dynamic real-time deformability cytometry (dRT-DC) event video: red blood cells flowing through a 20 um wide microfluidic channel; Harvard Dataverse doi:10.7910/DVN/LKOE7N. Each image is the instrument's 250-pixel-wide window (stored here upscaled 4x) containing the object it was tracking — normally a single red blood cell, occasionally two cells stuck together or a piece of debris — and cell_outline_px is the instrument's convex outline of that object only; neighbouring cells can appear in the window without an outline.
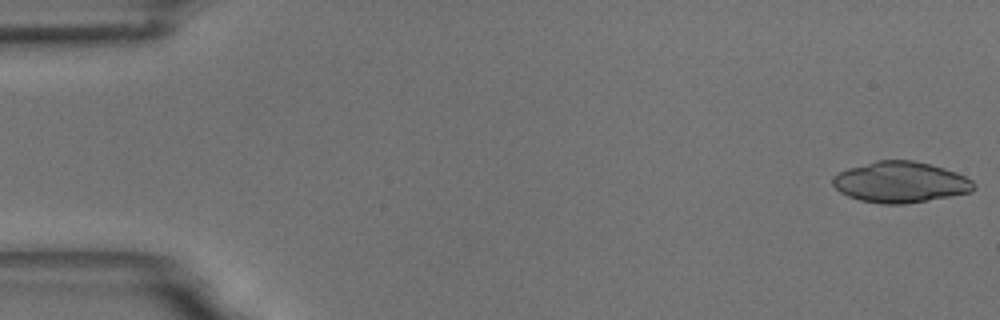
{"species": "common noctule bat (a hibernating species)", "species_latin": "Nyctalus noctula", "temperature_condition": "room temperature", "stored_images_in_passage": 24, "camera_frame_rate_fps": 3000, "um_per_image_px": 0.085, "animal": {"sex": "male", "body_mass_g": 18.8}, "frame": {"image": 1, "passage_image": 1, "time_ms": 0.0, "image_size_px": [1000, 320], "cell_outline_px": [[976, 188], [972, 192], [952, 196], [904, 204], [880, 204], [860, 200], [848, 196], [840, 192], [832, 184], [832, 176], [848, 168], [876, 160], [912, 160], [944, 168], [956, 172], [972, 180], [976, 184]], "centroid_in_image_um": [76.54, 15.49], "position_along_channel_um": 8.5, "area_um2": 33.76}}
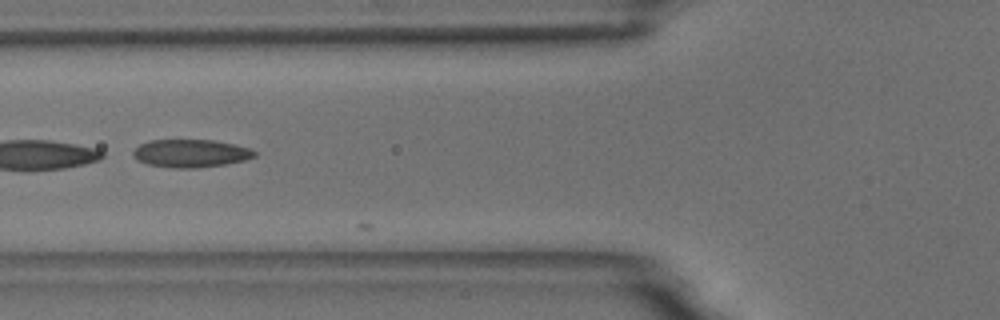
{"frame": {"image": 2, "passage_image": 21, "time_ms": 6.667, "image_size_px": [1000, 320], "cell_outline_px": [[256, 156], [244, 160], [224, 164], [196, 168], [172, 168], [148, 164], [136, 160], [132, 156], [132, 152], [140, 144], [148, 140], [216, 140], [248, 148], [256, 152]], "centroid_in_image_um": [16.16, 13.03], "position_along_channel_um": 109.6, "area_um2": 19.71}}